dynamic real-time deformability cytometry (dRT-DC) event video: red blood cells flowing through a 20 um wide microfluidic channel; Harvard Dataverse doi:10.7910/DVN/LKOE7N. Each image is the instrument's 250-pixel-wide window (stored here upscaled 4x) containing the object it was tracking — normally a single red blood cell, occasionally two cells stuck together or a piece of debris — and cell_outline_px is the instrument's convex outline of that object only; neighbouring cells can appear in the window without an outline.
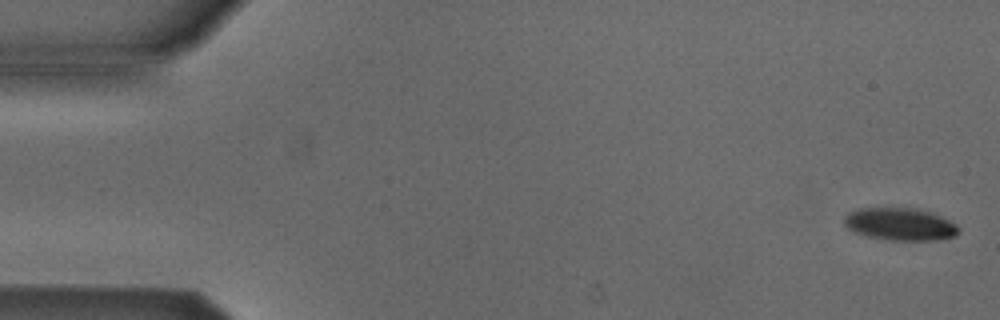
{"species": "Egyptian fruit bat (a non-hibernating species)", "species_latin": "Rousettus aegyptiacus", "temperature_condition": "cold", "stored_images_in_passage": 4, "camera_frame_rate_fps": 3000, "um_per_image_px": 0.085, "animal": {"sex": "male"}, "frame": {"image": 1, "passage_image": 1, "time_ms": 0.0, "image_size_px": [1000, 320], "cell_outline_px": [[960, 232], [956, 236], [940, 240], [892, 240], [868, 236], [856, 232], [848, 228], [844, 224], [844, 216], [848, 212], [856, 208], [916, 208], [940, 216], [956, 224], [960, 228]], "centroid_in_image_um": [76.52, 19.05], "position_along_channel_um": 8.5, "area_um2": 21.68}}
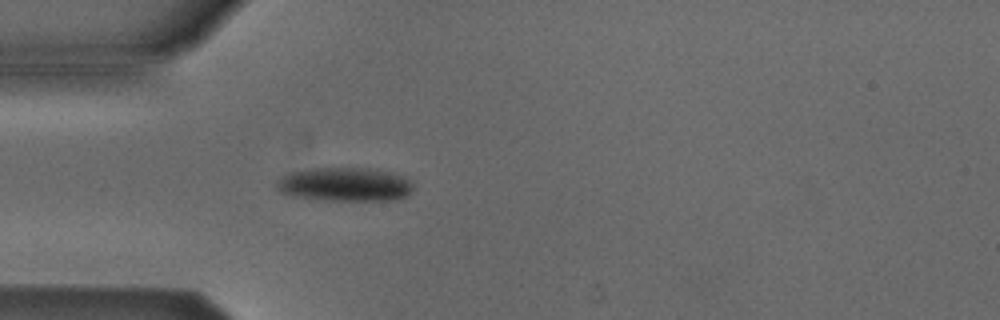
{"frame": {"image": 2, "passage_image": 4, "time_ms": 4.667, "image_size_px": [1000, 320], "cell_outline_px": [[412, 192], [408, 196], [396, 200], [320, 200], [292, 196], [280, 192], [276, 188], [276, 180], [280, 176], [288, 172], [316, 168], [368, 168], [396, 172], [412, 180]], "centroid_in_image_um": [29.33, 15.67], "position_along_channel_um": 55.7, "area_um2": 27.51}}